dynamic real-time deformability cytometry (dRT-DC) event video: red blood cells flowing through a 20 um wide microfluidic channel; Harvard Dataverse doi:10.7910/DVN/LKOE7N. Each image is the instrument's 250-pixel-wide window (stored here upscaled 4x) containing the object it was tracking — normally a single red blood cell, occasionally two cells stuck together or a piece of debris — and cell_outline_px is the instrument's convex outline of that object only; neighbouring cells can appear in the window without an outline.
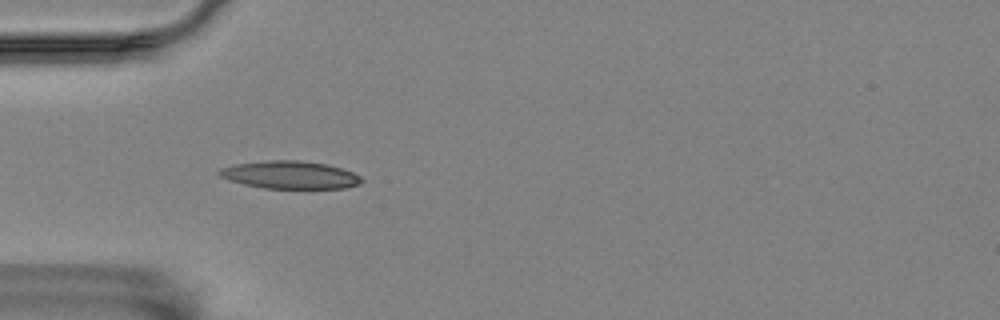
{"species": "Egyptian fruit bat (a non-hibernating species)", "species_latin": "Rousettus aegyptiacus", "temperature_condition": "room temperature", "stored_images_in_passage": 39, "camera_frame_rate_fps": 3000, "um_per_image_px": 0.085, "animal": {"sex": "female"}, "frame": {"image": 1, "passage_image": 5, "time_ms": 1.333, "image_size_px": [1000, 320], "cell_outline_px": [[364, 180], [360, 184], [344, 188], [264, 188], [244, 184], [228, 180], [220, 176], [216, 172], [220, 168], [236, 164], [268, 160], [300, 160], [328, 164], [352, 172], [360, 176]], "centroid_in_image_um": [24.65, 14.86], "position_along_channel_um": 60.4, "area_um2": 23.0}}
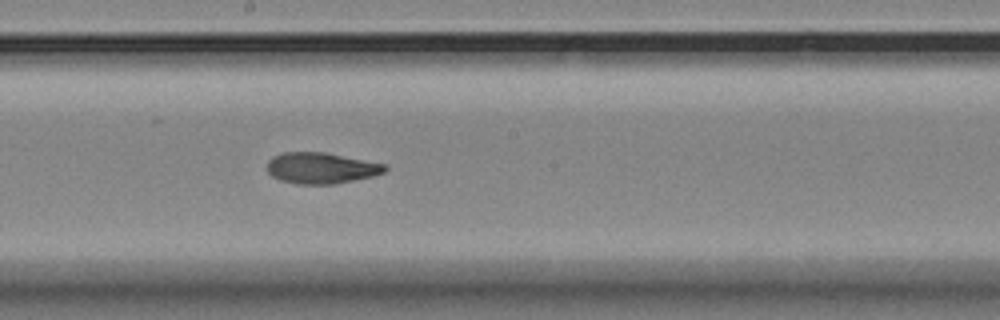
{"frame": {"image": 2, "passage_image": 19, "time_ms": 6.0, "image_size_px": [1000, 320], "cell_outline_px": [[388, 168], [384, 172], [372, 176], [332, 184], [296, 184], [280, 180], [272, 176], [268, 172], [268, 160], [272, 156], [284, 152], [324, 152], [388, 164]], "centroid_in_image_um": [27.3, 14.27], "position_along_channel_um": 220.9, "area_um2": 21.33}}
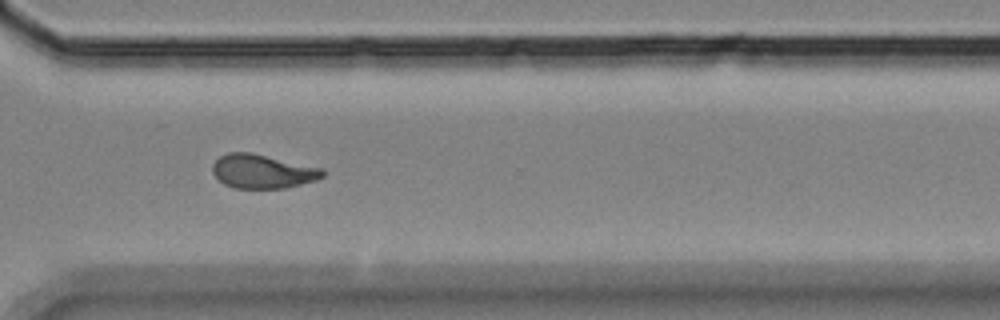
{"frame": {"image": 3, "passage_image": 30, "time_ms": 9.667, "image_size_px": [1000, 320], "cell_outline_px": [[324, 176], [316, 180], [284, 188], [236, 188], [224, 184], [212, 172], [212, 164], [220, 156], [228, 152], [252, 152], [324, 168]], "centroid_in_image_um": [22.32, 14.55], "position_along_channel_um": 348.3, "area_um2": 21.85}, "authors_computed_cell_mechanics": {"area_um2": 21.6172, "velocity_mm_per_s": 3.4835, "shape_relaxation_time_tau1_ms": 8.6187, "shape_relaxation_time_tau2_ms": 3.861, "deformation_change_tau1": 0.2175, "deformation_change_tau2": 0.1073}}